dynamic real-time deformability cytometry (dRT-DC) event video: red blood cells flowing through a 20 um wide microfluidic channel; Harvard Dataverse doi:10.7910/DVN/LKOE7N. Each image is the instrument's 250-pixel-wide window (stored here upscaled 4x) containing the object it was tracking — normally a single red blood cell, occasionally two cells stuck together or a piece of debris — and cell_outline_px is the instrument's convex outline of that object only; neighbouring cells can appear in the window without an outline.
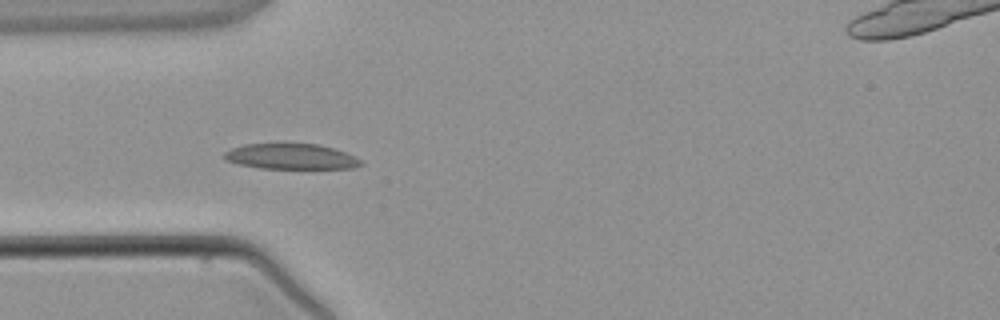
{"species": "common noctule bat (a hibernating species)", "species_latin": "Nyctalus noctula", "temperature_condition": "warm", "stored_images_in_passage": 4, "camera_frame_rate_fps": 3000, "um_per_image_px": 0.085, "animal": {"sex": "male", "body_mass_g": 21.5, "forearm_length_mm": 52.0}, "frame": {"image": 1, "passage_image": 3, "time_ms": 3.333, "image_size_px": [1000, 320], "cell_outline_px": [[364, 164], [352, 168], [260, 168], [236, 164], [228, 160], [224, 156], [224, 152], [232, 148], [244, 144], [320, 144], [356, 156]], "centroid_in_image_um": [24.74, 13.3], "position_along_channel_um": 60.3, "area_um2": 20.11}}
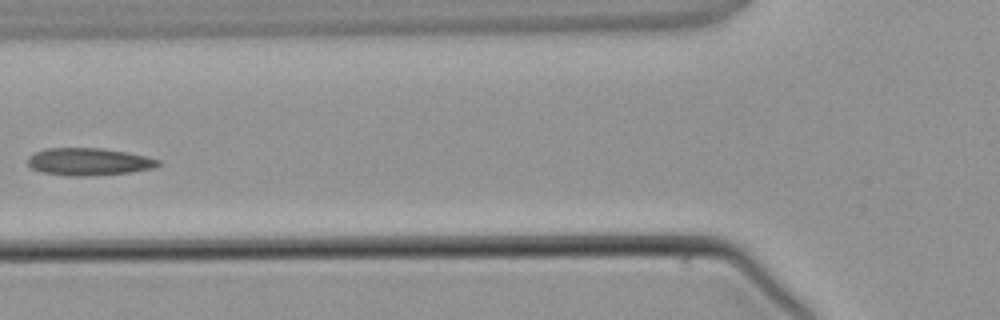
{"frame": {"image": 2, "passage_image": 4, "time_ms": 4.667, "image_size_px": [1000, 320], "cell_outline_px": [[160, 164], [156, 168], [132, 172], [88, 176], [68, 176], [40, 172], [32, 168], [28, 164], [28, 156], [44, 148], [100, 148], [124, 152], [144, 156], [160, 160]], "centroid_in_image_um": [7.53, 13.75], "position_along_channel_um": 118.3, "area_um2": 20.87}}